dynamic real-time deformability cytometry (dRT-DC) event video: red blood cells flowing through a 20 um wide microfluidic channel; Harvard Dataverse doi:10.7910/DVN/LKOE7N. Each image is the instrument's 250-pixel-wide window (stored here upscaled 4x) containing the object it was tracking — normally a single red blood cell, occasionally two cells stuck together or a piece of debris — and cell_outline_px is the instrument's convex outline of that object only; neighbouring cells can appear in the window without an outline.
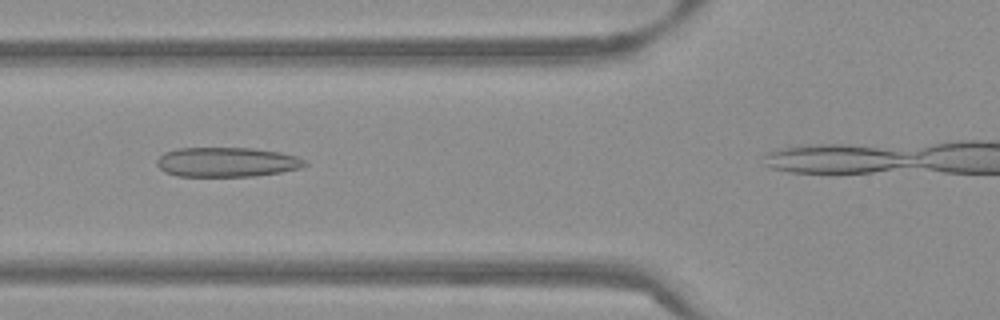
{"species": "Egyptian fruit bat (a non-hibernating species)", "species_latin": "Rousettus aegyptiacus", "temperature_condition": "warm", "stored_images_in_passage": 18, "camera_frame_rate_fps": 3000, "um_per_image_px": 0.085, "frame": {"image": 1, "passage_image": 8, "time_ms": 2.333, "image_size_px": [1000, 320], "cell_outline_px": [[308, 164], [300, 168], [280, 172], [252, 176], [176, 176], [164, 172], [156, 164], [156, 160], [164, 152], [176, 148], [252, 148], [280, 152], [296, 156], [304, 160]], "centroid_in_image_um": [19.24, 13.77], "position_along_channel_um": 106.6, "area_um2": 25.55}}
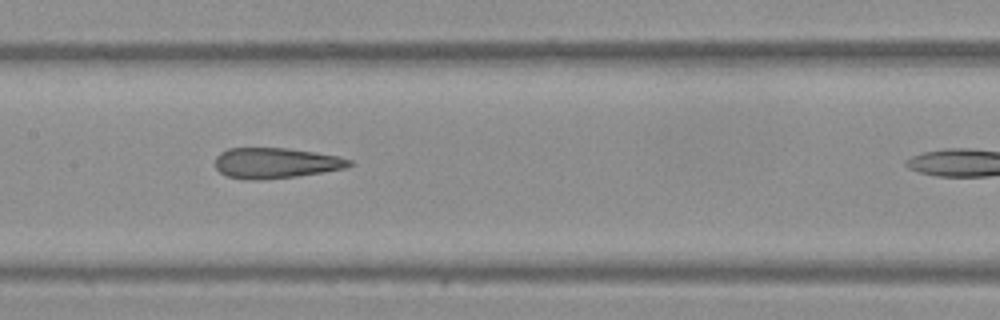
{"frame": {"image": 2, "passage_image": 14, "time_ms": 4.333, "image_size_px": [1000, 320], "cell_outline_px": [[352, 164], [344, 168], [324, 172], [296, 176], [256, 180], [244, 180], [228, 176], [220, 172], [216, 168], [216, 156], [220, 152], [228, 148], [288, 148], [316, 152], [340, 156], [352, 160]], "centroid_in_image_um": [23.44, 13.85], "position_along_channel_um": 184.0, "area_um2": 23.93}}
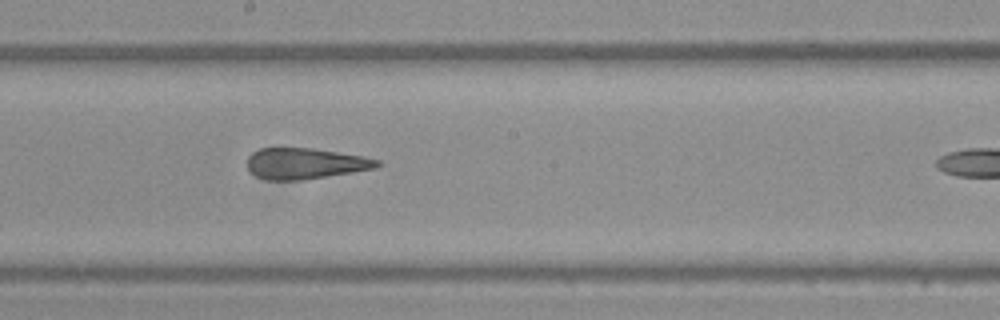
{"frame": {"image": 3, "passage_image": 17, "time_ms": 5.333, "image_size_px": [1000, 320], "cell_outline_px": [[380, 164], [376, 168], [352, 172], [300, 180], [264, 180], [256, 176], [248, 168], [248, 156], [252, 152], [260, 148], [312, 148], [364, 156], [380, 160]], "centroid_in_image_um": [25.93, 13.89], "position_along_channel_um": 222.3, "area_um2": 23.35}}